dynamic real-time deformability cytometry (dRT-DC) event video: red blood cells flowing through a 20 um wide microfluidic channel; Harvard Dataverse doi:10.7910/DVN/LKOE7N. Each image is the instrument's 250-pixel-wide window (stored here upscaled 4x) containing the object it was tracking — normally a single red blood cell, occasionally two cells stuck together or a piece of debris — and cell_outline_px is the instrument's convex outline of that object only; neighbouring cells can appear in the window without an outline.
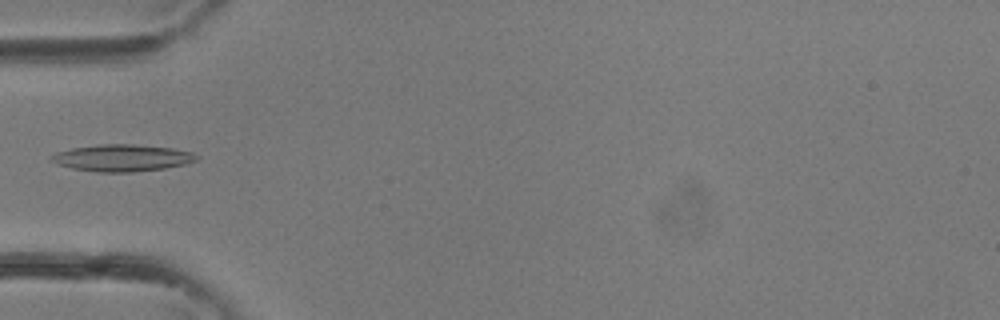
{"species": "common noctule bat (a hibernating species)", "species_latin": "Nyctalus noctula", "temperature_condition": "room temperature", "stored_images_in_passage": 31, "camera_frame_rate_fps": 3000, "um_per_image_px": 0.085, "animal": {"sex": "female"}, "frame": {"image": 1, "passage_image": 7, "time_ms": 2.0, "image_size_px": [1000, 320], "cell_outline_px": [[200, 156], [196, 160], [184, 164], [164, 168], [132, 172], [96, 172], [72, 168], [56, 164], [48, 160], [48, 156], [56, 152], [72, 148], [100, 144], [132, 144], [172, 148], [192, 152]], "centroid_in_image_um": [10.32, 13.42], "position_along_channel_um": 74.7, "area_um2": 22.83}}
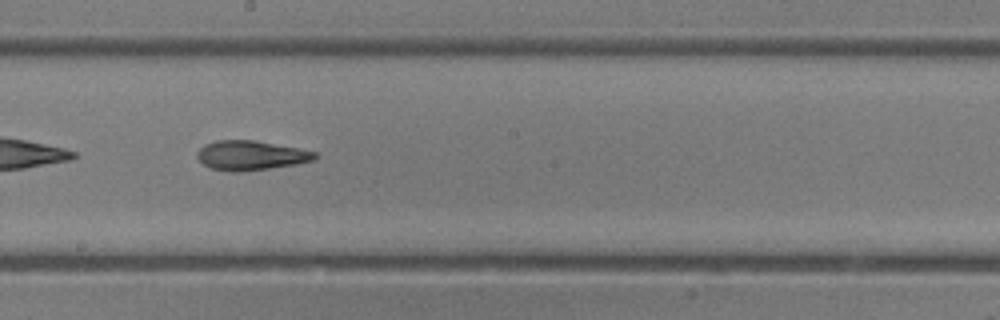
{"frame": {"image": 2, "passage_image": 15, "time_ms": 4.667, "image_size_px": [1000, 320], "cell_outline_px": [[316, 160], [296, 164], [240, 172], [232, 172], [212, 168], [204, 164], [196, 156], [196, 152], [204, 144], [216, 140], [252, 140], [296, 148], [316, 152]], "centroid_in_image_um": [21.28, 13.21], "position_along_channel_um": 226.9, "area_um2": 20.0}}
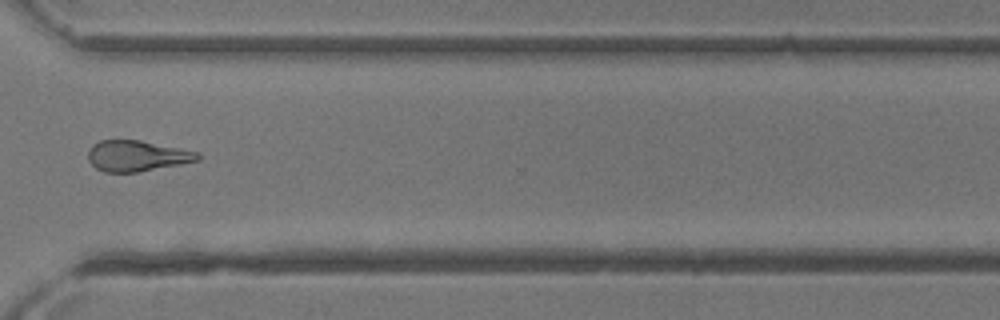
{"frame": {"image": 3, "passage_image": 22, "time_ms": 7.0, "image_size_px": [1000, 320], "cell_outline_px": [[200, 160], [140, 172], [104, 172], [96, 168], [88, 160], [88, 148], [92, 144], [100, 140], [140, 140], [200, 152]], "centroid_in_image_um": [11.63, 13.25], "position_along_channel_um": 359.0, "area_um2": 19.83}}